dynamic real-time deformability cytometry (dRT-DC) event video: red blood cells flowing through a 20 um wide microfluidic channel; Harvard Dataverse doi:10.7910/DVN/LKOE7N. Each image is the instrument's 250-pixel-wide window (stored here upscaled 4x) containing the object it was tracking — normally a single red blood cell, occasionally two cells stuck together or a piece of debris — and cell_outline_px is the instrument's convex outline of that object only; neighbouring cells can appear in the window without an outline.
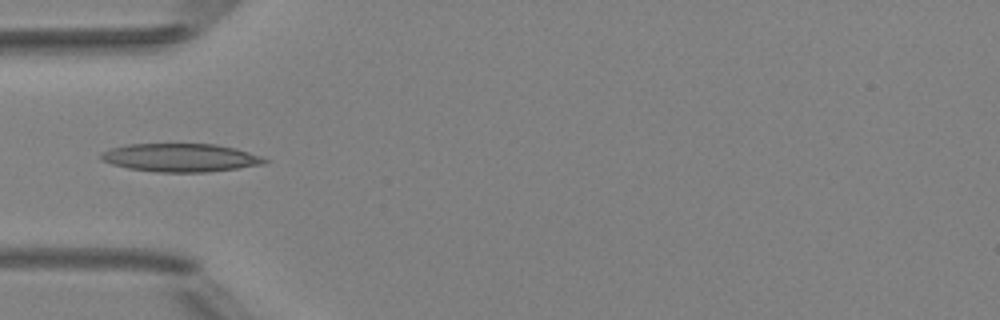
{"species": "Egyptian fruit bat (a non-hibernating species)", "species_latin": "Rousettus aegyptiacus", "temperature_condition": "room temperature", "stored_images_in_passage": 5, "camera_frame_rate_fps": 3000, "um_per_image_px": 0.085, "animal": {"sex": "female"}, "frame": {"image": 1, "passage_image": 4, "time_ms": 4.333, "image_size_px": [1000, 320], "cell_outline_px": [[268, 160], [264, 164], [236, 168], [204, 172], [156, 172], [128, 168], [112, 164], [100, 160], [100, 152], [108, 148], [128, 144], [216, 144], [236, 148], [260, 156]], "centroid_in_image_um": [15.28, 13.39], "position_along_channel_um": 69.7, "area_um2": 26.93}}
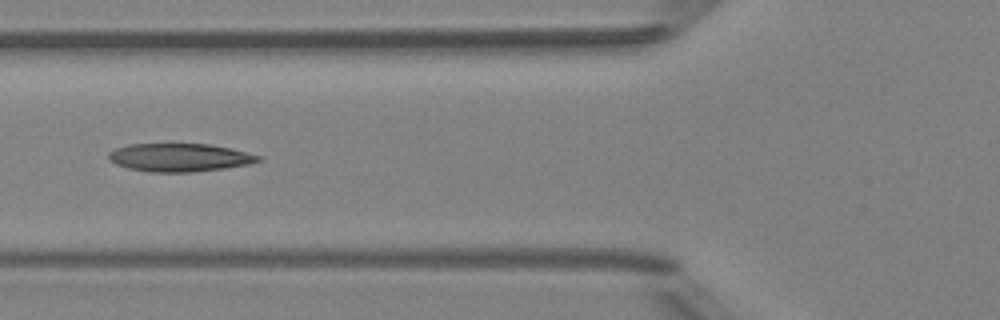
{"frame": {"image": 2, "passage_image": 5, "time_ms": 5.333, "image_size_px": [1000, 320], "cell_outline_px": [[264, 160], [248, 164], [224, 168], [192, 172], [148, 172], [128, 168], [116, 164], [108, 160], [108, 152], [112, 148], [128, 144], [208, 144], [232, 148], [260, 156]], "centroid_in_image_um": [15.22, 13.38], "position_along_channel_um": 110.6, "area_um2": 24.74}}